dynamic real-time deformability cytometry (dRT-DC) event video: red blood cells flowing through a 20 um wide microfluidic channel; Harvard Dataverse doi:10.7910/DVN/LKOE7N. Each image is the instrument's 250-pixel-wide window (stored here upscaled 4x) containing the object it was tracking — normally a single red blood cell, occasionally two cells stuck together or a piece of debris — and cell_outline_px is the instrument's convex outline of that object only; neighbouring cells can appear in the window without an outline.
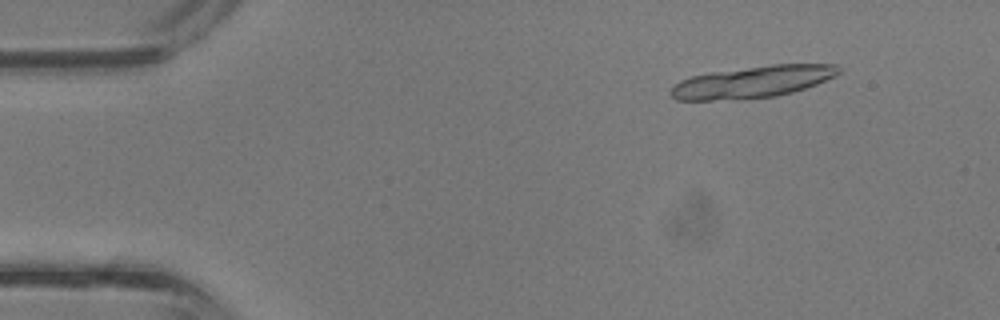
{"species": "common noctule bat (a hibernating species)", "species_latin": "Nyctalus noctula", "temperature_condition": "room temperature", "stored_images_in_passage": 12, "camera_frame_rate_fps": 3000, "um_per_image_px": 0.085, "animal": {"sex": "male", "body_mass_g": 13.3}, "frame": {"image": 1, "passage_image": 4, "time_ms": 1.0, "image_size_px": [1000, 320], "cell_outline_px": [[840, 72], [836, 76], [816, 84], [792, 92], [776, 96], [712, 100], [676, 100], [668, 92], [680, 80], [692, 76], [712, 72], [772, 64], [840, 64]], "centroid_in_image_um": [64.0, 6.95], "position_along_channel_um": 21.0, "area_um2": 30.87}}